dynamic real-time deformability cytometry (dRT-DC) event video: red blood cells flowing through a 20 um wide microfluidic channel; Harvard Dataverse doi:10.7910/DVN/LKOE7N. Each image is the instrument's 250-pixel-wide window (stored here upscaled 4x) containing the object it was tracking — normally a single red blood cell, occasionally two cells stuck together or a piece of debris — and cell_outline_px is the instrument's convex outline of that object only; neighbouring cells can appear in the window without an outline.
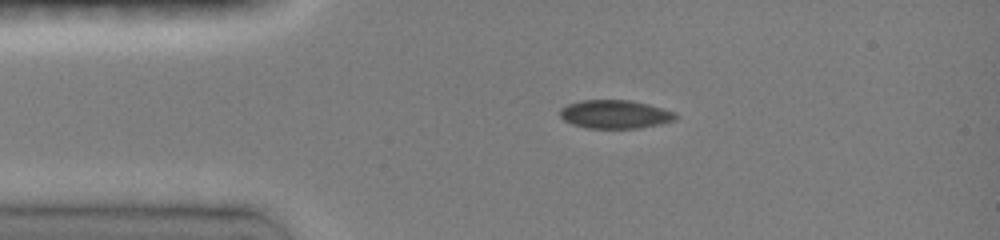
{"species": "common noctule bat (a hibernating species)", "species_latin": "Nyctalus noctula", "temperature_condition": "room temperature", "stored_images_in_passage": 6, "camera_frame_rate_fps": 3000, "um_per_image_px": 0.085, "animal": {"sex": "female", "body_mass_g": 19.0, "forearm_length_mm": 51.5}, "frame": {"image": 1, "passage_image": 1, "time_ms": 0.0, "image_size_px": [1000, 240], "cell_outline_px": [[680, 116], [676, 120], [660, 124], [640, 128], [588, 128], [572, 124], [564, 120], [560, 116], [560, 108], [568, 104], [580, 100], [628, 100], [648, 104], [676, 112]], "centroid_in_image_um": [52.31, 9.71], "position_along_channel_um": 32.7, "area_um2": 19.31}}
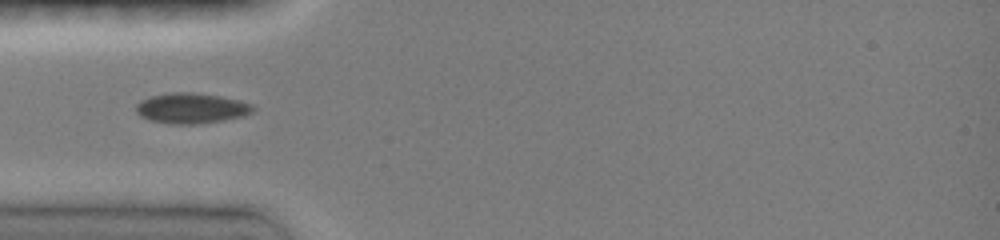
{"frame": {"image": 2, "passage_image": 4, "time_ms": 1.667, "image_size_px": [1000, 240], "cell_outline_px": [[256, 108], [252, 112], [244, 116], [224, 120], [196, 124], [168, 124], [152, 120], [140, 116], [136, 112], [136, 104], [140, 100], [148, 96], [168, 92], [192, 92], [220, 96], [252, 104]], "centroid_in_image_um": [16.23, 9.19], "position_along_channel_um": 68.8, "area_um2": 20.87}}
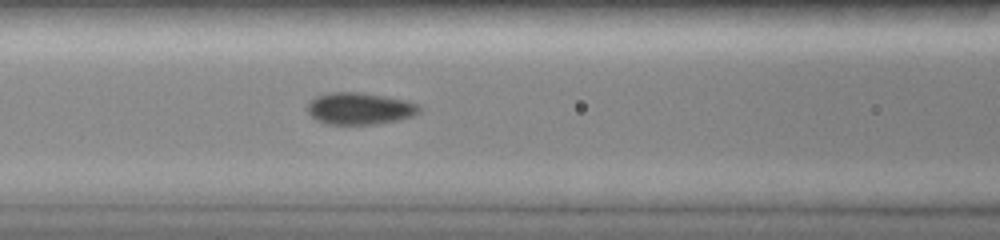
{"frame": {"image": 3, "passage_image": 6, "time_ms": 3.333, "image_size_px": [1000, 240], "cell_outline_px": [[420, 112], [412, 116], [400, 120], [376, 124], [324, 124], [316, 120], [308, 112], [308, 104], [316, 96], [332, 92], [364, 92], [408, 100], [420, 104]], "centroid_in_image_um": [30.62, 9.22], "position_along_channel_um": 136.0, "area_um2": 21.04}}